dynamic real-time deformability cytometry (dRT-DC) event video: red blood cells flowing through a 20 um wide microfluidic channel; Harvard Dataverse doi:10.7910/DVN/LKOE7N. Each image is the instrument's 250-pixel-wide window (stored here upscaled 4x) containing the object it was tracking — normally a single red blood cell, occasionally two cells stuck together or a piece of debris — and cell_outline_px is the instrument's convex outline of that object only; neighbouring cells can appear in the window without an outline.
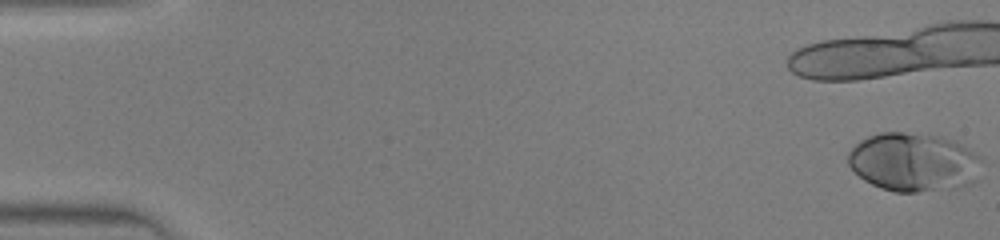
{"species": "human", "species_latin": "Homo sapiens", "temperature_condition": "warm", "stored_images_in_passage": 11, "camera_frame_rate_fps": 3000, "um_per_image_px": 0.085, "donor": {"sex": "male"}, "frame": {"image": 1, "passage_image": 1, "time_ms": 0.0, "image_size_px": [1000, 240], "cell_outline_px": [[984, 160], [976, 180], [972, 184], [956, 188], [916, 192], [896, 192], [880, 188], [864, 180], [848, 164], [848, 152], [860, 140], [868, 136], [880, 132], [904, 132], [936, 136], [952, 140], [968, 148], [980, 156]], "centroid_in_image_um": [77.69, 13.79], "position_along_channel_um": 7.3, "area_um2": 45.89}}